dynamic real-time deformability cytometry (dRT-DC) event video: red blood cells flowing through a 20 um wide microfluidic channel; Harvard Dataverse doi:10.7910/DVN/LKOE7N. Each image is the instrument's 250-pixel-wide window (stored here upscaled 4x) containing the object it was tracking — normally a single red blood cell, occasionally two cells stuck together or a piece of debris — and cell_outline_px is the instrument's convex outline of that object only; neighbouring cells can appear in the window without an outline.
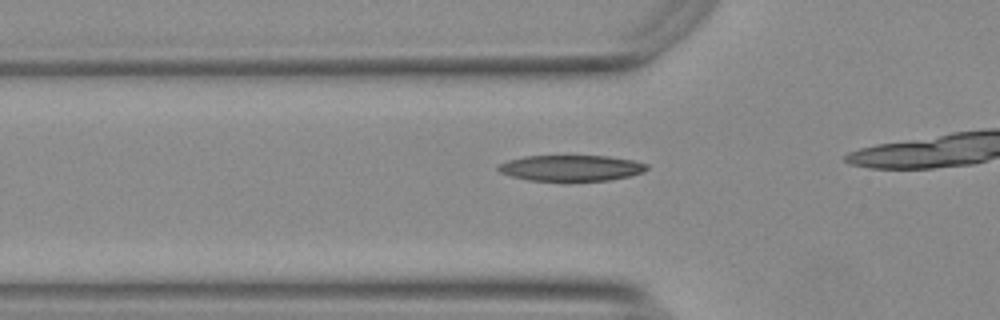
{"species": "Egyptian fruit bat (a non-hibernating species)", "species_latin": "Rousettus aegyptiacus", "temperature_condition": "warm", "stored_images_in_passage": 10, "camera_frame_rate_fps": 3000, "um_per_image_px": 0.085, "animal": {"sex": "female"}, "frame": {"image": 1, "passage_image": 5, "time_ms": 1.333, "image_size_px": [1000, 320], "cell_outline_px": [[648, 168], [644, 172], [628, 176], [608, 180], [528, 180], [512, 176], [500, 172], [496, 168], [496, 164], [508, 160], [524, 156], [608, 156], [632, 160], [648, 164]], "centroid_in_image_um": [48.52, 14.27], "position_along_channel_um": 77.3, "area_um2": 22.25}}
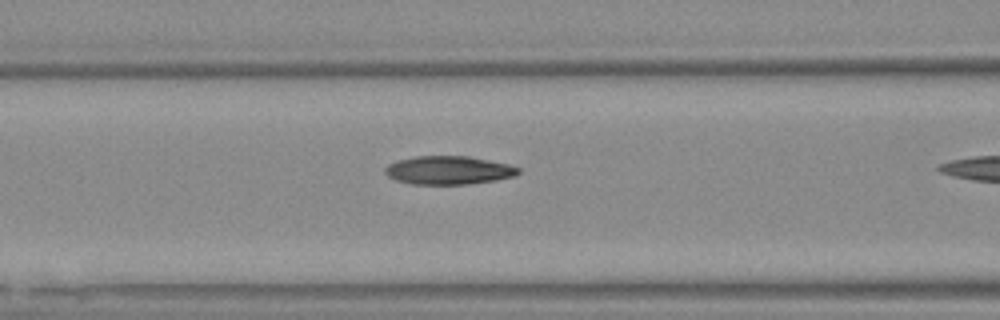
{"frame": {"image": 2, "passage_image": 9, "time_ms": 2.667, "image_size_px": [1000, 320], "cell_outline_px": [[520, 172], [516, 176], [496, 180], [468, 184], [412, 184], [396, 180], [388, 176], [384, 172], [384, 168], [388, 164], [396, 160], [416, 156], [468, 156], [508, 164], [520, 168]], "centroid_in_image_um": [38.12, 14.47], "position_along_channel_um": 128.5, "area_um2": 22.14}}